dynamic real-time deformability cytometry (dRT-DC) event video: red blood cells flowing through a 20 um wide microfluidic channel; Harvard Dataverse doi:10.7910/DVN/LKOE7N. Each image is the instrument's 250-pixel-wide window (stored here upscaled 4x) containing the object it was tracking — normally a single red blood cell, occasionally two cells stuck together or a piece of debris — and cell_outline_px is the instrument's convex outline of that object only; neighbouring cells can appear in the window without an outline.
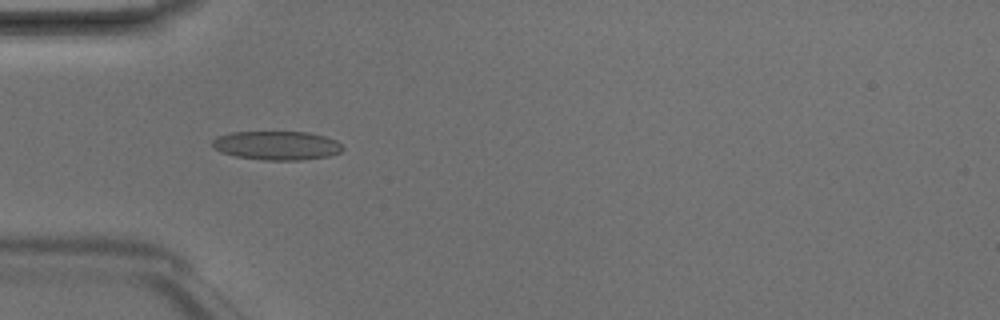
{"species": "Egyptian fruit bat (a non-hibernating species)", "species_latin": "Rousettus aegyptiacus", "temperature_condition": "room temperature", "stored_images_in_passage": 7, "camera_frame_rate_fps": 3000, "um_per_image_px": 0.085, "animal": {"sex": "male"}, "frame": {"image": 1, "passage_image": 4, "time_ms": 1.0, "image_size_px": [1000, 320], "cell_outline_px": [[344, 148], [340, 152], [328, 156], [300, 160], [264, 160], [236, 156], [220, 152], [212, 148], [212, 140], [216, 136], [232, 132], [308, 132], [324, 136], [336, 140]], "centroid_in_image_um": [23.49, 12.36], "position_along_channel_um": 61.5, "area_um2": 21.96}}
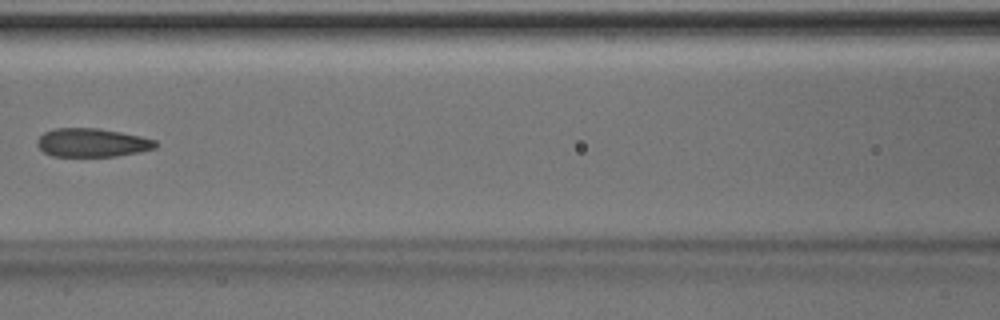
{"frame": {"image": 2, "passage_image": 6, "time_ms": 1.667, "image_size_px": [1000, 320], "cell_outline_px": [[156, 148], [140, 152], [116, 156], [52, 156], [44, 152], [36, 144], [36, 140], [44, 132], [52, 128], [100, 128], [140, 136], [156, 140]], "centroid_in_image_um": [7.81, 12.12], "position_along_channel_um": 158.8, "area_um2": 19.77}}